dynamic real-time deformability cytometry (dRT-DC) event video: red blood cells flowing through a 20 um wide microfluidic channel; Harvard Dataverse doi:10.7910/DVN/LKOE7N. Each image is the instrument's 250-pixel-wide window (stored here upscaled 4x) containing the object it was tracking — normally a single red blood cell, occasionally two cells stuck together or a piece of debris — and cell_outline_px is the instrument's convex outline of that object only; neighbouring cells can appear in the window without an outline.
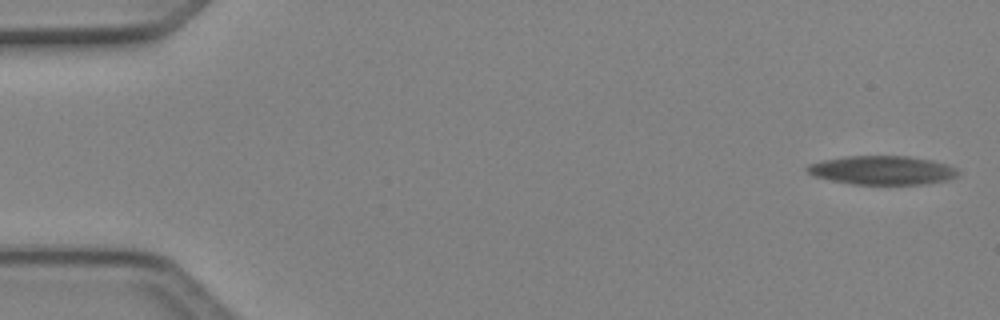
{"species": "Egyptian fruit bat (a non-hibernating species)", "species_latin": "Rousettus aegyptiacus", "temperature_condition": "cold", "stored_images_in_passage": 4, "camera_frame_rate_fps": 3000, "um_per_image_px": 0.085, "animal": {"sex": "female"}, "frame": {"image": 1, "passage_image": 1, "time_ms": 0.0, "image_size_px": [1000, 320], "cell_outline_px": [[960, 172], [956, 176], [948, 180], [924, 184], [852, 184], [812, 176], [804, 168], [808, 164], [824, 160], [848, 156], [908, 156], [932, 160], [948, 164], [956, 168]], "centroid_in_image_um": [75.0, 14.47], "position_along_channel_um": 10.0, "area_um2": 25.37}}
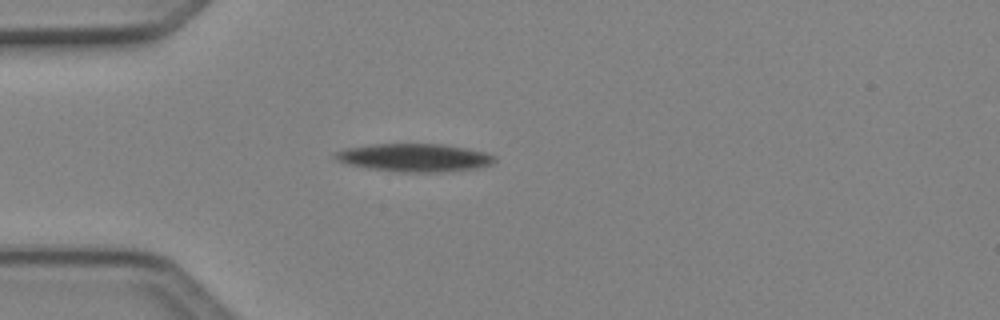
{"frame": {"image": 2, "passage_image": 4, "time_ms": 1.0, "image_size_px": [1000, 320], "cell_outline_px": [[496, 160], [492, 164], [480, 168], [440, 172], [396, 172], [364, 168], [344, 164], [336, 160], [332, 156], [332, 152], [344, 148], [376, 144], [444, 144], [468, 148], [488, 152], [496, 156]], "centroid_in_image_um": [35.21, 13.4], "position_along_channel_um": 49.8, "area_um2": 26.7}}